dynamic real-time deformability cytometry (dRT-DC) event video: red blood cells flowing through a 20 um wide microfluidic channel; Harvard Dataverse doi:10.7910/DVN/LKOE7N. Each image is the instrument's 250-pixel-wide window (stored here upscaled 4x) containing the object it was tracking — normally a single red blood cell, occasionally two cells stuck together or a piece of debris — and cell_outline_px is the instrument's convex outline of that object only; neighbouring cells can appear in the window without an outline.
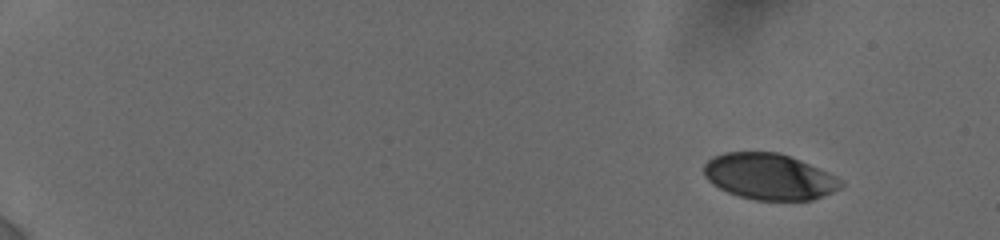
{"species": "human", "species_latin": "Homo sapiens", "temperature_condition": "cold", "stored_images_in_passage": 55, "camera_frame_rate_fps": 3000, "um_per_image_px": 0.085, "donor": {"sex": "female"}, "frame": {"image": 1, "passage_image": 1, "time_ms": 0.0, "image_size_px": [1000, 240], "cell_outline_px": [[844, 184], [840, 188], [832, 192], [812, 200], [756, 200], [740, 196], [728, 192], [712, 184], [704, 176], [704, 164], [712, 156], [724, 152], [776, 152], [800, 160], [828, 172], [836, 176]], "centroid_in_image_um": [65.36, 15.01], "position_along_channel_um": 19.6, "area_um2": 36.65}}
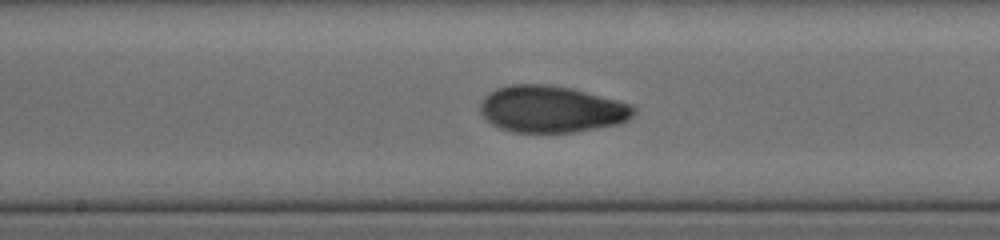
{"frame": {"image": 2, "passage_image": 30, "time_ms": 9.0, "image_size_px": [1000, 240], "cell_outline_px": [[636, 112], [628, 120], [620, 124], [572, 132], [512, 132], [500, 128], [492, 124], [480, 112], [480, 100], [488, 92], [496, 88], [512, 84], [544, 84], [572, 88], [616, 100], [628, 104], [636, 108]], "centroid_in_image_um": [46.84, 9.27], "position_along_channel_um": 201.4, "area_um2": 41.79}}
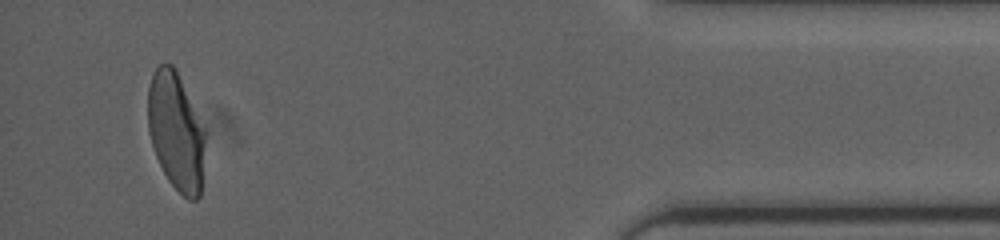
{"frame": {"image": 3, "passage_image": 52, "time_ms": 16.0, "image_size_px": [1000, 240], "cell_outline_px": [[208, 132], [200, 196], [196, 200], [188, 200], [168, 180], [156, 156], [148, 132], [148, 88], [152, 72], [160, 64], [172, 64], [176, 68]], "centroid_in_image_um": [15.01, 11.15], "position_along_channel_um": 420.2, "area_um2": 40.29}, "authors_computed_cell_mechanics": {"area_um2": 40.171, "velocity_mm_per_s": 3.8201, "shape_relaxation_time_tau1_ms": 8.5714, "shape_relaxation_time_tau2_ms": 1.6971, "deformation_change_tau1": 0.2441, "deformation_change_tau2": 0.0528}}